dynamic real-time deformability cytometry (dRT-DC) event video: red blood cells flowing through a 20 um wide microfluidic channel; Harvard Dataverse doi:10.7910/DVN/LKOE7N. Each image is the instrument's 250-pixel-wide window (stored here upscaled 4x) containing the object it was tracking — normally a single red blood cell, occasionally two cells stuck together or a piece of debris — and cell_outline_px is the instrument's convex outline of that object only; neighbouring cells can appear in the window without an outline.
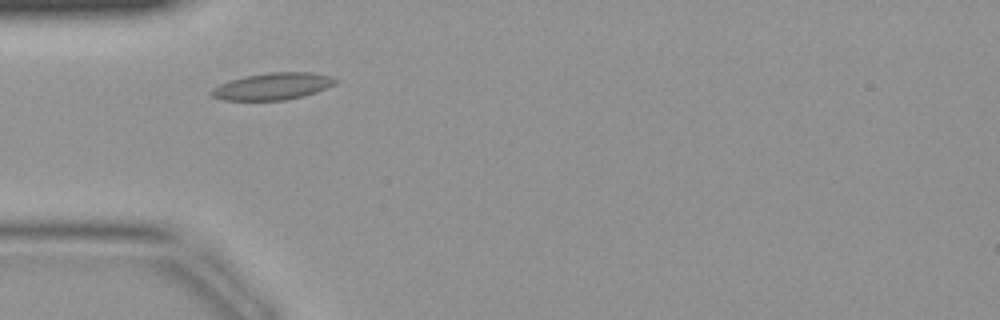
{"species": "common noctule bat (a hibernating species)", "species_latin": "Nyctalus noctula", "temperature_condition": "warm", "stored_images_in_passage": 36, "camera_frame_rate_fps": 3000, "um_per_image_px": 0.085, "animal": {"sex": "female", "body_mass_g": 19.9}, "frame": {"image": 1, "passage_image": 6, "time_ms": 1.667, "image_size_px": [1000, 320], "cell_outline_px": [[340, 80], [336, 84], [316, 92], [304, 96], [284, 100], [224, 100], [212, 96], [208, 92], [212, 88], [220, 84], [244, 76], [268, 72], [312, 72], [332, 76]], "centroid_in_image_um": [23.21, 7.33], "position_along_channel_um": 61.8, "area_um2": 19.59}}
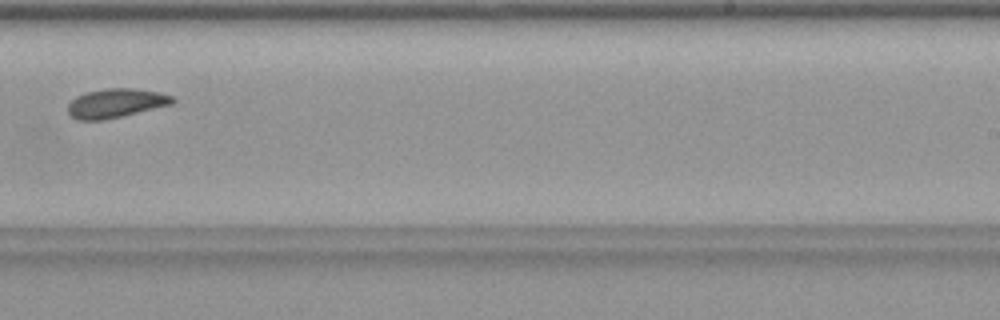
{"frame": {"image": 2, "passage_image": 20, "time_ms": 6.333, "image_size_px": [1000, 320], "cell_outline_px": [[176, 100], [172, 104], [104, 120], [76, 120], [68, 112], [68, 104], [76, 96], [84, 92], [104, 88], [132, 88], [160, 92], [176, 96]], "centroid_in_image_um": [9.86, 8.75], "position_along_channel_um": 279.1, "area_um2": 17.86}}
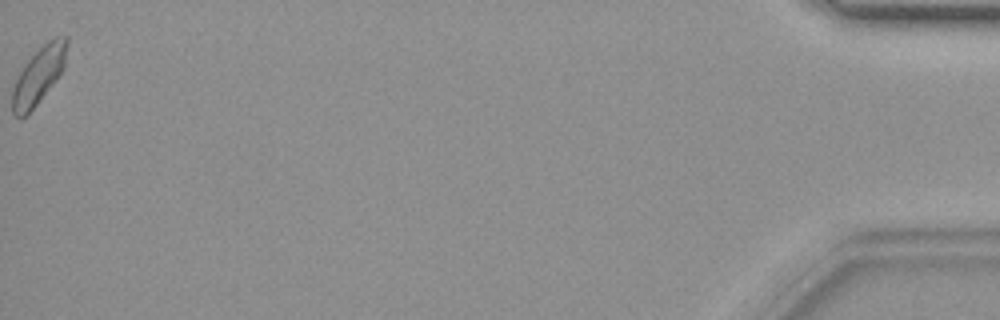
{"frame": {"image": 3, "passage_image": 36, "time_ms": 11.667, "image_size_px": [1000, 320], "cell_outline_px": [[68, 44], [64, 68], [52, 84], [36, 104], [20, 120], [12, 116], [12, 88], [20, 64], [48, 40], [56, 36], [68, 36]], "centroid_in_image_um": [3.24, 6.37], "position_along_channel_um": 432.0, "area_um2": 18.61}}